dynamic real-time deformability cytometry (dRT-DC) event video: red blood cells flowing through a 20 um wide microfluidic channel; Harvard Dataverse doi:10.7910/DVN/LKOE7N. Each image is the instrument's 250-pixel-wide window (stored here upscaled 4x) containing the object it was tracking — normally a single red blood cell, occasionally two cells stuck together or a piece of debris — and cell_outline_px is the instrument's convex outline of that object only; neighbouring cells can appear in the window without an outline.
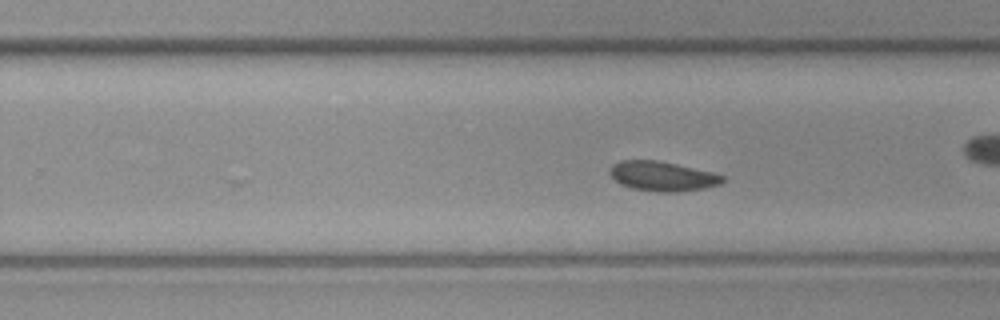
{"species": "common noctule bat (a hibernating species)", "species_latin": "Nyctalus noctula", "temperature_condition": "cold", "stored_images_in_passage": 12, "camera_frame_rate_fps": 3000, "um_per_image_px": 0.085, "animal": {"sex": "female", "body_mass_g": 19.3, "forearm_length_mm": 54.1}, "frame": {"image": 1, "passage_image": 12, "time_ms": 3.667, "image_size_px": [1000, 320], "cell_outline_px": [[724, 180], [720, 184], [704, 188], [676, 192], [656, 192], [632, 188], [620, 184], [608, 172], [612, 164], [620, 160], [656, 160], [676, 164], [712, 172], [724, 176]], "centroid_in_image_um": [56.28, 14.98], "position_along_channel_um": 273.5, "area_um2": 19.42}}